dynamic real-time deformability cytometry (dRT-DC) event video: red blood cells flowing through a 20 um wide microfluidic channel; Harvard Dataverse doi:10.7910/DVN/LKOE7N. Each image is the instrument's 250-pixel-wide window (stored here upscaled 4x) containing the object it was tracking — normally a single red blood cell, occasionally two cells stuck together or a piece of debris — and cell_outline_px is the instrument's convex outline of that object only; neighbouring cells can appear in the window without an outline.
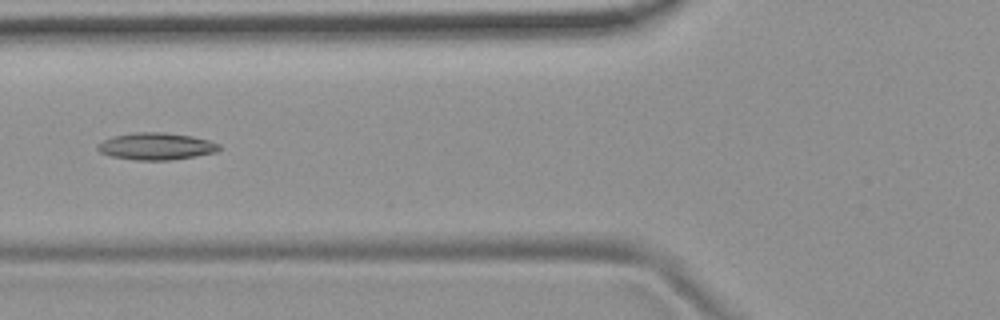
{"species": "common noctule bat (a hibernating species)", "species_latin": "Nyctalus noctula", "temperature_condition": "room temperature", "stored_images_in_passage": 53, "camera_frame_rate_fps": 3000, "um_per_image_px": 0.085, "animal": {"sex": "female", "body_mass_g": 19.9}, "frame": {"image": 1, "passage_image": 20, "time_ms": 6.333, "image_size_px": [1000, 320], "cell_outline_px": [[220, 148], [216, 152], [168, 160], [136, 160], [112, 156], [100, 152], [96, 148], [96, 144], [112, 136], [132, 132], [164, 132], [192, 136], [208, 140], [220, 144]], "centroid_in_image_um": [13.23, 12.42], "position_along_channel_um": 112.6, "area_um2": 19.07}}
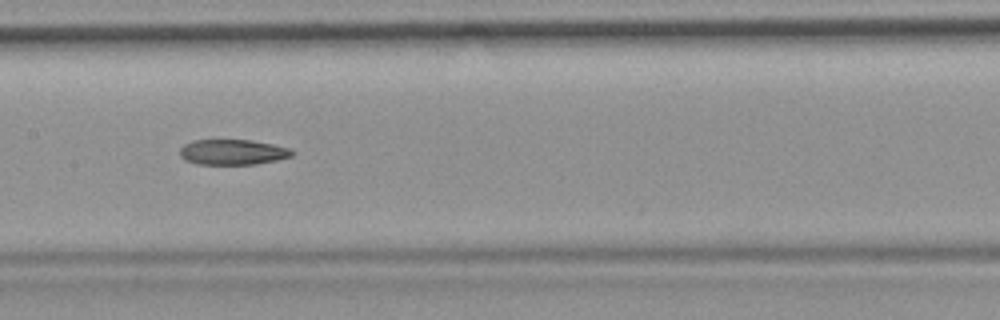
{"frame": {"image": 2, "passage_image": 26, "time_ms": 8.333, "image_size_px": [1000, 320], "cell_outline_px": [[296, 152], [292, 156], [276, 160], [256, 164], [196, 164], [184, 160], [180, 156], [180, 148], [184, 144], [192, 140], [252, 140], [272, 144], [288, 148]], "centroid_in_image_um": [19.76, 12.93], "position_along_channel_um": 187.6, "area_um2": 16.65}}
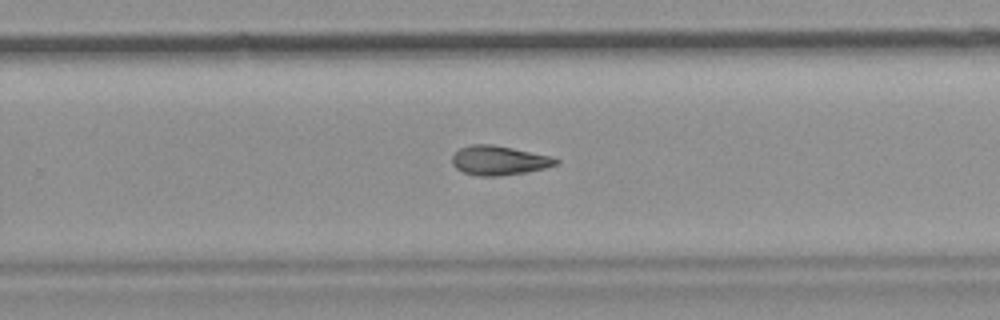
{"frame": {"image": 3, "passage_image": 34, "time_ms": 11.0, "image_size_px": [1000, 320], "cell_outline_px": [[560, 160], [556, 164], [544, 168], [524, 172], [500, 176], [480, 176], [464, 172], [456, 168], [452, 164], [452, 156], [460, 148], [472, 144], [492, 144], [552, 156]], "centroid_in_image_um": [42.4, 13.63], "position_along_channel_um": 287.4, "area_um2": 17.57}, "authors_computed_cell_mechanics": {"area_um2": 18.496, "velocity_mm_per_s": 3.7608, "shape_relaxation_time_tau1_ms": null, "shape_relaxation_time_tau2_ms": 8.1026, "deformation_change_tau1": null, "deformation_change_tau2": 0.1876}}